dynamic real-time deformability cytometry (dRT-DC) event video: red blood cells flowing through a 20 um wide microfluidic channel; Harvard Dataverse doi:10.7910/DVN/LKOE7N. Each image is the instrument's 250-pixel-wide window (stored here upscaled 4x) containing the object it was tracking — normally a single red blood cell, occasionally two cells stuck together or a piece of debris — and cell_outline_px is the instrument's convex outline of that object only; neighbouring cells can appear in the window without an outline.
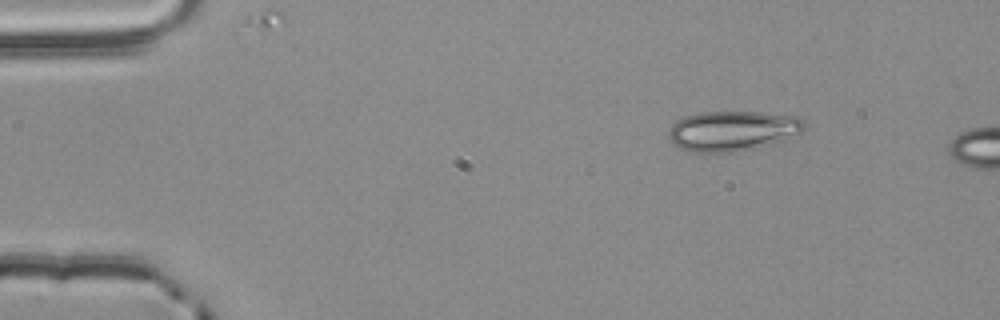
{"species": "common noctule bat (a hibernating species)", "species_latin": "Nyctalus noctula", "temperature_condition": "room temperature", "stored_images_in_passage": 4, "camera_frame_rate_fps": 3000, "um_per_image_px": 0.085, "animal": {"sex": "male", "body_mass_g": 20.4}, "frame": {"image": 1, "passage_image": 1, "time_ms": 0.0, "image_size_px": [1000, 320], "cell_outline_px": [[804, 132], [784, 140], [752, 148], [732, 152], [692, 152], [680, 148], [668, 140], [668, 132], [672, 124], [676, 120], [684, 116], [700, 112], [760, 112], [796, 116], [804, 120]], "centroid_in_image_um": [62.24, 11.11], "position_along_channel_um": 22.8, "area_um2": 31.79}}
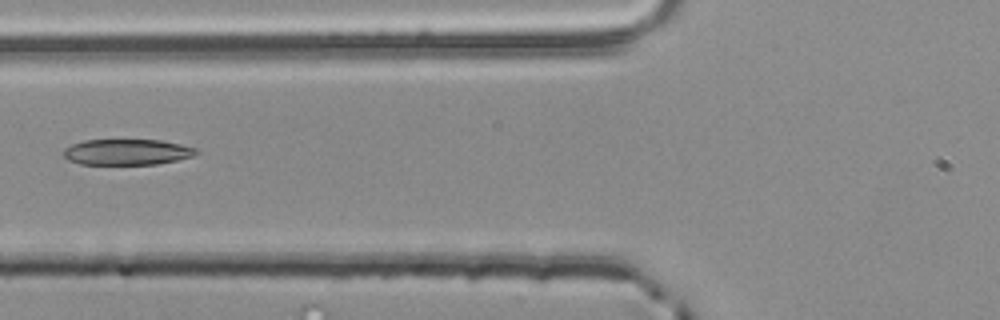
{"frame": {"image": 2, "passage_image": 4, "time_ms": 1.0, "image_size_px": [1000, 320], "cell_outline_px": [[200, 152], [192, 156], [176, 160], [156, 164], [80, 164], [68, 160], [64, 156], [64, 148], [72, 144], [84, 140], [160, 140], [180, 144], [196, 148]], "centroid_in_image_um": [10.79, 12.92], "position_along_channel_um": 115.0, "area_um2": 19.88}}